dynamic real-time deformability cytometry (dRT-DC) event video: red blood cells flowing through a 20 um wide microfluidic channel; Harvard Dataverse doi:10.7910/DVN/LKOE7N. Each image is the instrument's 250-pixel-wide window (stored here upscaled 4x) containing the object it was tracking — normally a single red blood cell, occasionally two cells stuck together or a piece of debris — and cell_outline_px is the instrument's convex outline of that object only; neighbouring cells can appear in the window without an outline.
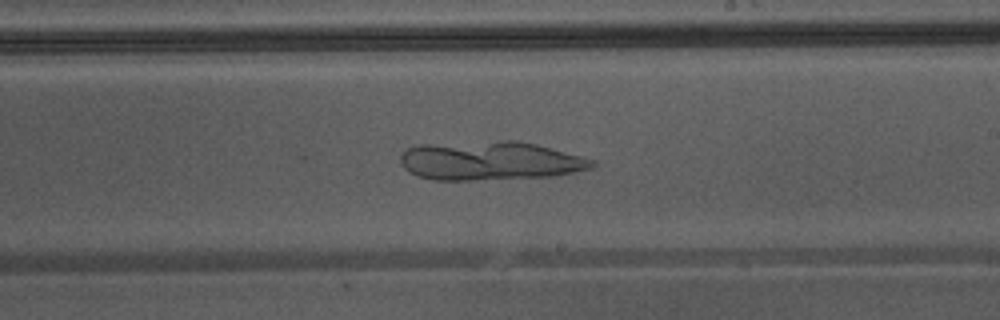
{"species": "Egyptian fruit bat (a non-hibernating species)", "species_latin": "Rousettus aegyptiacus", "temperature_condition": "warm", "stored_images_in_passage": 32, "camera_frame_rate_fps": 3000, "um_per_image_px": 0.085, "animal": {"sex": "male"}, "frame": {"image": 1, "passage_image": 14, "time_ms": 4.333, "image_size_px": [1000, 320], "cell_outline_px": [[596, 164], [592, 168], [552, 176], [472, 180], [432, 180], [416, 176], [408, 172], [400, 164], [400, 156], [408, 148], [420, 144], [500, 140], [516, 140], [536, 144], [584, 156], [596, 160]], "centroid_in_image_um": [41.65, 13.66], "position_along_channel_um": 247.4, "area_um2": 43.81}}